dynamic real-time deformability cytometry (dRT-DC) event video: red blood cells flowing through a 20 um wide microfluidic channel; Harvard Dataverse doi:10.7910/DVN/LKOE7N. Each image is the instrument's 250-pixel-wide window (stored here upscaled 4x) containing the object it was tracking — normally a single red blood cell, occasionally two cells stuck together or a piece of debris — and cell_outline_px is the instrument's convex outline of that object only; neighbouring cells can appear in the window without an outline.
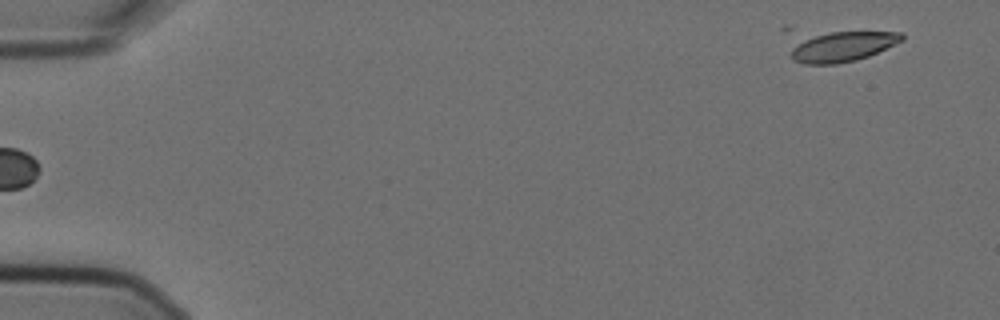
{"species": "Egyptian fruit bat (a non-hibernating species)", "species_latin": "Rousettus aegyptiacus", "temperature_condition": "cold", "stored_images_in_passage": 6, "segment_of_instrument_passage": [2, 2], "camera_frame_rate_fps": 3000, "um_per_image_px": 0.085, "animal": {"sex": "female"}, "frame": {"image": 1, "passage_image": 6, "time_ms": 1.667, "image_size_px": [1000, 320], "cell_outline_px": [[904, 40], [868, 56], [856, 60], [836, 64], [804, 64], [792, 60], [792, 48], [800, 36], [832, 32], [904, 32]], "centroid_in_image_um": [71.55, 3.95], "position_along_channel_um": 13.4, "area_um2": 19.71}}